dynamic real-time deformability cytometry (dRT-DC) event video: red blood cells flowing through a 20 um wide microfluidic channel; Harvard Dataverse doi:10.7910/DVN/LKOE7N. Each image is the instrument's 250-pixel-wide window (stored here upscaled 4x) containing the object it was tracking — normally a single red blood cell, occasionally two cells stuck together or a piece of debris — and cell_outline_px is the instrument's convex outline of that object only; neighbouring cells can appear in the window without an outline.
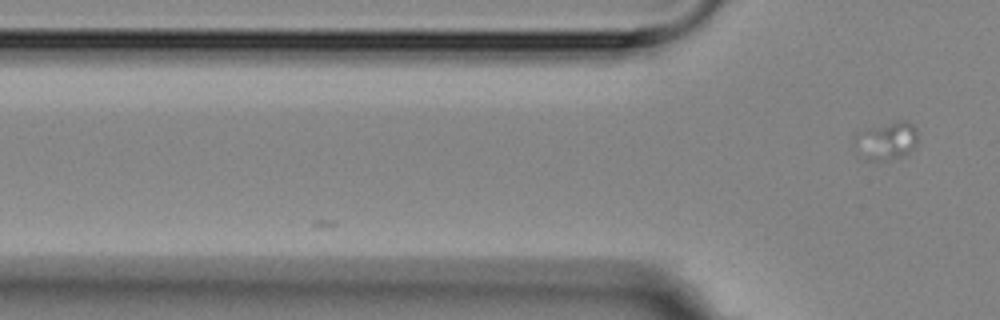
{"species": "Egyptian fruit bat (a non-hibernating species)", "species_latin": "Rousettus aegyptiacus", "temperature_condition": "room temperature", "stored_images_in_passage": 3, "camera_frame_rate_fps": 3000, "um_per_image_px": 0.085, "animal": {"sex": "female"}, "frame": {"image": 1, "passage_image": 3, "time_ms": 2.0, "image_size_px": [1000, 320], "cell_outline_px": [[916, 144], [908, 152], [900, 156], [884, 160], [868, 160], [864, 132], [868, 128], [896, 120], [908, 120], [916, 128]], "centroid_in_image_um": [75.65, 11.89], "position_along_channel_um": 50.1, "area_um2": 12.02}}